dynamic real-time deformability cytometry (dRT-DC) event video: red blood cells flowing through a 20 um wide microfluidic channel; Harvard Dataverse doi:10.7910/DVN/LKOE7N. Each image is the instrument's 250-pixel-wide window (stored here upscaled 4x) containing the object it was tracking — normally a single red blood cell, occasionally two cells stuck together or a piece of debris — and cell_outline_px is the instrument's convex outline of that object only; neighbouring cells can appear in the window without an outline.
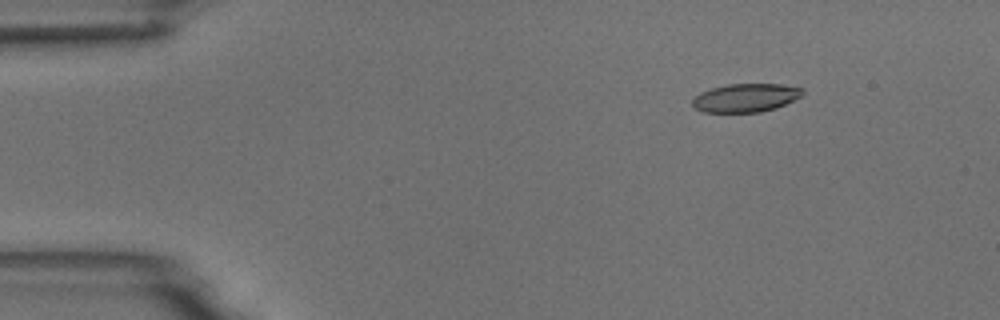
{"species": "common noctule bat (a hibernating species)", "species_latin": "Nyctalus noctula", "temperature_condition": "room temperature", "stored_images_in_passage": 8, "camera_frame_rate_fps": 3000, "um_per_image_px": 0.085, "animal": {"sex": "male", "body_mass_g": 18.8}, "frame": {"image": 1, "passage_image": 2, "time_ms": 1.333, "image_size_px": [1000, 320], "cell_outline_px": [[804, 92], [800, 96], [776, 108], [760, 112], [704, 112], [696, 108], [692, 104], [692, 100], [700, 92], [712, 88], [728, 84], [780, 84], [804, 88]], "centroid_in_image_um": [63.38, 8.31], "position_along_channel_um": 21.6, "area_um2": 18.09}}
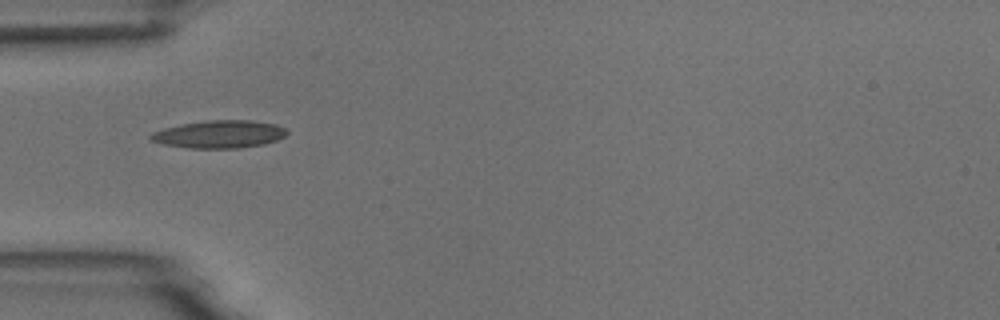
{"frame": {"image": 2, "passage_image": 5, "time_ms": 4.667, "image_size_px": [1000, 320], "cell_outline_px": [[288, 132], [284, 136], [276, 140], [264, 144], [240, 148], [188, 148], [164, 144], [152, 140], [148, 136], [152, 132], [164, 128], [184, 124], [208, 120], [252, 120], [276, 124], [284, 128]], "centroid_in_image_um": [18.66, 11.41], "position_along_channel_um": 66.3, "area_um2": 21.85}}